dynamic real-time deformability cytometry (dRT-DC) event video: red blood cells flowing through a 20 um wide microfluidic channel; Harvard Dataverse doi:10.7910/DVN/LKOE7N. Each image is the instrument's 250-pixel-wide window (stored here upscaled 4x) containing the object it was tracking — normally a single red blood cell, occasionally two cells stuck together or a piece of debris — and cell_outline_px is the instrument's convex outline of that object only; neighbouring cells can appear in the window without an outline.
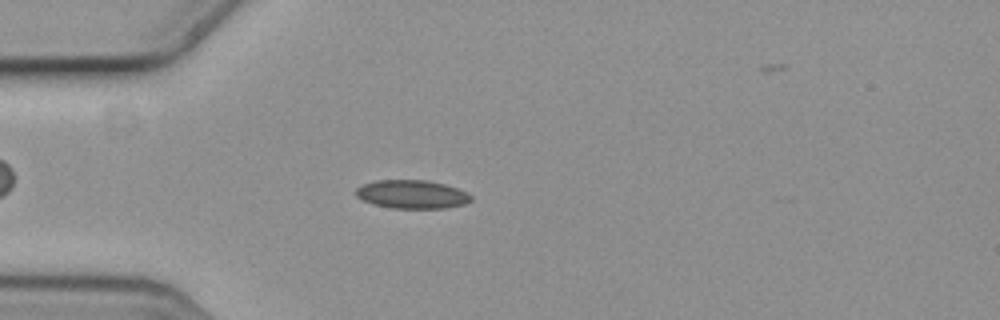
{"species": "common noctule bat (a hibernating species)", "species_latin": "Nyctalus noctula", "temperature_condition": "cold", "stored_images_in_passage": 5, "camera_frame_rate_fps": 3000, "um_per_image_px": 0.085, "animal": {"sex": "female", "body_mass_g": 19.3, "forearm_length_mm": 54.1}, "frame": {"image": 1, "passage_image": 4, "time_ms": 1.0, "image_size_px": [1000, 320], "cell_outline_px": [[472, 200], [464, 204], [448, 208], [392, 208], [372, 204], [356, 196], [356, 188], [364, 184], [376, 180], [428, 180], [444, 184], [468, 192], [472, 196]], "centroid_in_image_um": [35.04, 16.52], "position_along_channel_um": 50.0, "area_um2": 19.13}}